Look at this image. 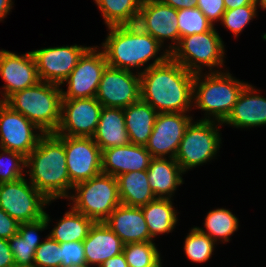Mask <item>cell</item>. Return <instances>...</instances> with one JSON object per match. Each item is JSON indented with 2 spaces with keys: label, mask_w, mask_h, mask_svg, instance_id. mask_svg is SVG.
<instances>
[{
  "label": "cell",
  "mask_w": 266,
  "mask_h": 267,
  "mask_svg": "<svg viewBox=\"0 0 266 267\" xmlns=\"http://www.w3.org/2000/svg\"><path fill=\"white\" fill-rule=\"evenodd\" d=\"M98 49L97 46L89 47L80 57L78 64L64 81L67 82L68 89H62V99L96 96L102 73L108 65L103 50Z\"/></svg>",
  "instance_id": "cell-11"
},
{
  "label": "cell",
  "mask_w": 266,
  "mask_h": 267,
  "mask_svg": "<svg viewBox=\"0 0 266 267\" xmlns=\"http://www.w3.org/2000/svg\"><path fill=\"white\" fill-rule=\"evenodd\" d=\"M19 223L0 208V238L10 239L18 233Z\"/></svg>",
  "instance_id": "cell-40"
},
{
  "label": "cell",
  "mask_w": 266,
  "mask_h": 267,
  "mask_svg": "<svg viewBox=\"0 0 266 267\" xmlns=\"http://www.w3.org/2000/svg\"><path fill=\"white\" fill-rule=\"evenodd\" d=\"M224 43L213 27L210 31L193 34L180 38L178 45L169 53V56L186 70L196 74L202 73L204 67L210 72H220L224 66Z\"/></svg>",
  "instance_id": "cell-7"
},
{
  "label": "cell",
  "mask_w": 266,
  "mask_h": 267,
  "mask_svg": "<svg viewBox=\"0 0 266 267\" xmlns=\"http://www.w3.org/2000/svg\"><path fill=\"white\" fill-rule=\"evenodd\" d=\"M77 44L71 46L49 47L33 50L40 81L65 84L64 81L78 64L80 57L88 49Z\"/></svg>",
  "instance_id": "cell-15"
},
{
  "label": "cell",
  "mask_w": 266,
  "mask_h": 267,
  "mask_svg": "<svg viewBox=\"0 0 266 267\" xmlns=\"http://www.w3.org/2000/svg\"><path fill=\"white\" fill-rule=\"evenodd\" d=\"M99 267H129V265L127 264L125 255L122 252L106 260Z\"/></svg>",
  "instance_id": "cell-43"
},
{
  "label": "cell",
  "mask_w": 266,
  "mask_h": 267,
  "mask_svg": "<svg viewBox=\"0 0 266 267\" xmlns=\"http://www.w3.org/2000/svg\"><path fill=\"white\" fill-rule=\"evenodd\" d=\"M215 242L196 227L190 230L185 238L184 251L188 260L196 263L208 261L213 255Z\"/></svg>",
  "instance_id": "cell-32"
},
{
  "label": "cell",
  "mask_w": 266,
  "mask_h": 267,
  "mask_svg": "<svg viewBox=\"0 0 266 267\" xmlns=\"http://www.w3.org/2000/svg\"><path fill=\"white\" fill-rule=\"evenodd\" d=\"M104 223L124 244L154 242L150 236L141 207L118 205Z\"/></svg>",
  "instance_id": "cell-20"
},
{
  "label": "cell",
  "mask_w": 266,
  "mask_h": 267,
  "mask_svg": "<svg viewBox=\"0 0 266 267\" xmlns=\"http://www.w3.org/2000/svg\"><path fill=\"white\" fill-rule=\"evenodd\" d=\"M171 200L172 198H156L141 207L152 239L158 234H168L176 227L178 215Z\"/></svg>",
  "instance_id": "cell-28"
},
{
  "label": "cell",
  "mask_w": 266,
  "mask_h": 267,
  "mask_svg": "<svg viewBox=\"0 0 266 267\" xmlns=\"http://www.w3.org/2000/svg\"><path fill=\"white\" fill-rule=\"evenodd\" d=\"M26 168L30 183L49 201L70 196L74 185L67 171L64 136L43 134L26 157Z\"/></svg>",
  "instance_id": "cell-2"
},
{
  "label": "cell",
  "mask_w": 266,
  "mask_h": 267,
  "mask_svg": "<svg viewBox=\"0 0 266 267\" xmlns=\"http://www.w3.org/2000/svg\"><path fill=\"white\" fill-rule=\"evenodd\" d=\"M108 29L110 30L108 36L101 46L108 66L131 71V69L145 66L149 60L155 59L143 70L137 71L141 73L149 67L163 63L169 57L166 49L162 52L163 54L157 56L163 46L136 24L112 26Z\"/></svg>",
  "instance_id": "cell-3"
},
{
  "label": "cell",
  "mask_w": 266,
  "mask_h": 267,
  "mask_svg": "<svg viewBox=\"0 0 266 267\" xmlns=\"http://www.w3.org/2000/svg\"><path fill=\"white\" fill-rule=\"evenodd\" d=\"M43 134L21 113L13 111L4 102H0L1 149L16 151L27 157L37 146L38 140Z\"/></svg>",
  "instance_id": "cell-14"
},
{
  "label": "cell",
  "mask_w": 266,
  "mask_h": 267,
  "mask_svg": "<svg viewBox=\"0 0 266 267\" xmlns=\"http://www.w3.org/2000/svg\"><path fill=\"white\" fill-rule=\"evenodd\" d=\"M66 267H90L87 263H83V264H78V265H69Z\"/></svg>",
  "instance_id": "cell-47"
},
{
  "label": "cell",
  "mask_w": 266,
  "mask_h": 267,
  "mask_svg": "<svg viewBox=\"0 0 266 267\" xmlns=\"http://www.w3.org/2000/svg\"><path fill=\"white\" fill-rule=\"evenodd\" d=\"M101 103L95 98L62 99L61 120L55 134L93 137L98 126Z\"/></svg>",
  "instance_id": "cell-12"
},
{
  "label": "cell",
  "mask_w": 266,
  "mask_h": 267,
  "mask_svg": "<svg viewBox=\"0 0 266 267\" xmlns=\"http://www.w3.org/2000/svg\"><path fill=\"white\" fill-rule=\"evenodd\" d=\"M94 223V220L71 208L59 220L57 226L55 225L49 236L59 244L76 241L83 242Z\"/></svg>",
  "instance_id": "cell-29"
},
{
  "label": "cell",
  "mask_w": 266,
  "mask_h": 267,
  "mask_svg": "<svg viewBox=\"0 0 266 267\" xmlns=\"http://www.w3.org/2000/svg\"><path fill=\"white\" fill-rule=\"evenodd\" d=\"M152 159L145 146L128 144L102 150V173L117 177L132 171L147 170Z\"/></svg>",
  "instance_id": "cell-19"
},
{
  "label": "cell",
  "mask_w": 266,
  "mask_h": 267,
  "mask_svg": "<svg viewBox=\"0 0 266 267\" xmlns=\"http://www.w3.org/2000/svg\"><path fill=\"white\" fill-rule=\"evenodd\" d=\"M60 85L39 81L36 85L17 91L4 103L21 113L42 133H55L61 120L62 88Z\"/></svg>",
  "instance_id": "cell-4"
},
{
  "label": "cell",
  "mask_w": 266,
  "mask_h": 267,
  "mask_svg": "<svg viewBox=\"0 0 266 267\" xmlns=\"http://www.w3.org/2000/svg\"><path fill=\"white\" fill-rule=\"evenodd\" d=\"M163 4L169 5L174 9H188L196 7L197 0H160Z\"/></svg>",
  "instance_id": "cell-42"
},
{
  "label": "cell",
  "mask_w": 266,
  "mask_h": 267,
  "mask_svg": "<svg viewBox=\"0 0 266 267\" xmlns=\"http://www.w3.org/2000/svg\"><path fill=\"white\" fill-rule=\"evenodd\" d=\"M66 165L73 185L102 173V151L93 137L64 136Z\"/></svg>",
  "instance_id": "cell-13"
},
{
  "label": "cell",
  "mask_w": 266,
  "mask_h": 267,
  "mask_svg": "<svg viewBox=\"0 0 266 267\" xmlns=\"http://www.w3.org/2000/svg\"><path fill=\"white\" fill-rule=\"evenodd\" d=\"M257 5H246L239 8L226 10L221 18V24L229 29L235 37L256 16Z\"/></svg>",
  "instance_id": "cell-36"
},
{
  "label": "cell",
  "mask_w": 266,
  "mask_h": 267,
  "mask_svg": "<svg viewBox=\"0 0 266 267\" xmlns=\"http://www.w3.org/2000/svg\"><path fill=\"white\" fill-rule=\"evenodd\" d=\"M4 267H17L16 265H9V266H4Z\"/></svg>",
  "instance_id": "cell-49"
},
{
  "label": "cell",
  "mask_w": 266,
  "mask_h": 267,
  "mask_svg": "<svg viewBox=\"0 0 266 267\" xmlns=\"http://www.w3.org/2000/svg\"><path fill=\"white\" fill-rule=\"evenodd\" d=\"M50 217L45 211L44 217L39 220L21 223L18 233L8 239L17 267H34V257L40 242L38 232L47 229Z\"/></svg>",
  "instance_id": "cell-23"
},
{
  "label": "cell",
  "mask_w": 266,
  "mask_h": 267,
  "mask_svg": "<svg viewBox=\"0 0 266 267\" xmlns=\"http://www.w3.org/2000/svg\"><path fill=\"white\" fill-rule=\"evenodd\" d=\"M204 226L206 228H196L203 234L208 235L215 243L230 241V236L237 231L239 226L238 218L228 209L217 208L207 213ZM219 238V239H218Z\"/></svg>",
  "instance_id": "cell-31"
},
{
  "label": "cell",
  "mask_w": 266,
  "mask_h": 267,
  "mask_svg": "<svg viewBox=\"0 0 266 267\" xmlns=\"http://www.w3.org/2000/svg\"><path fill=\"white\" fill-rule=\"evenodd\" d=\"M136 25L162 46L166 39H171L174 45L167 47L169 53L179 43L178 10L160 0H142Z\"/></svg>",
  "instance_id": "cell-16"
},
{
  "label": "cell",
  "mask_w": 266,
  "mask_h": 267,
  "mask_svg": "<svg viewBox=\"0 0 266 267\" xmlns=\"http://www.w3.org/2000/svg\"><path fill=\"white\" fill-rule=\"evenodd\" d=\"M107 27L135 25L142 0H94Z\"/></svg>",
  "instance_id": "cell-30"
},
{
  "label": "cell",
  "mask_w": 266,
  "mask_h": 267,
  "mask_svg": "<svg viewBox=\"0 0 266 267\" xmlns=\"http://www.w3.org/2000/svg\"><path fill=\"white\" fill-rule=\"evenodd\" d=\"M226 10L239 8L246 5H256L255 0H224Z\"/></svg>",
  "instance_id": "cell-44"
},
{
  "label": "cell",
  "mask_w": 266,
  "mask_h": 267,
  "mask_svg": "<svg viewBox=\"0 0 266 267\" xmlns=\"http://www.w3.org/2000/svg\"><path fill=\"white\" fill-rule=\"evenodd\" d=\"M194 76L169 56L140 73L141 100L158 113H187L194 106Z\"/></svg>",
  "instance_id": "cell-1"
},
{
  "label": "cell",
  "mask_w": 266,
  "mask_h": 267,
  "mask_svg": "<svg viewBox=\"0 0 266 267\" xmlns=\"http://www.w3.org/2000/svg\"><path fill=\"white\" fill-rule=\"evenodd\" d=\"M61 267L86 263L83 242L60 243Z\"/></svg>",
  "instance_id": "cell-38"
},
{
  "label": "cell",
  "mask_w": 266,
  "mask_h": 267,
  "mask_svg": "<svg viewBox=\"0 0 266 267\" xmlns=\"http://www.w3.org/2000/svg\"><path fill=\"white\" fill-rule=\"evenodd\" d=\"M196 7L205 15L207 20L214 26L215 22L221 21L226 11L224 0H197Z\"/></svg>",
  "instance_id": "cell-39"
},
{
  "label": "cell",
  "mask_w": 266,
  "mask_h": 267,
  "mask_svg": "<svg viewBox=\"0 0 266 267\" xmlns=\"http://www.w3.org/2000/svg\"><path fill=\"white\" fill-rule=\"evenodd\" d=\"M95 98L103 107L126 108L141 99L140 73L106 66Z\"/></svg>",
  "instance_id": "cell-10"
},
{
  "label": "cell",
  "mask_w": 266,
  "mask_h": 267,
  "mask_svg": "<svg viewBox=\"0 0 266 267\" xmlns=\"http://www.w3.org/2000/svg\"><path fill=\"white\" fill-rule=\"evenodd\" d=\"M202 75L203 73H196L194 76L193 102L198 109L205 112L203 120L223 123L247 83L235 79L229 71H214Z\"/></svg>",
  "instance_id": "cell-5"
},
{
  "label": "cell",
  "mask_w": 266,
  "mask_h": 267,
  "mask_svg": "<svg viewBox=\"0 0 266 267\" xmlns=\"http://www.w3.org/2000/svg\"><path fill=\"white\" fill-rule=\"evenodd\" d=\"M193 120L186 113H158L145 148L152 158H174L188 124Z\"/></svg>",
  "instance_id": "cell-17"
},
{
  "label": "cell",
  "mask_w": 266,
  "mask_h": 267,
  "mask_svg": "<svg viewBox=\"0 0 266 267\" xmlns=\"http://www.w3.org/2000/svg\"><path fill=\"white\" fill-rule=\"evenodd\" d=\"M83 245L86 263L99 267L106 260L122 253L125 244L104 222H95Z\"/></svg>",
  "instance_id": "cell-22"
},
{
  "label": "cell",
  "mask_w": 266,
  "mask_h": 267,
  "mask_svg": "<svg viewBox=\"0 0 266 267\" xmlns=\"http://www.w3.org/2000/svg\"><path fill=\"white\" fill-rule=\"evenodd\" d=\"M0 151H3L0 154V183L13 182L26 176L23 174L26 168V157L23 154L1 148Z\"/></svg>",
  "instance_id": "cell-35"
},
{
  "label": "cell",
  "mask_w": 266,
  "mask_h": 267,
  "mask_svg": "<svg viewBox=\"0 0 266 267\" xmlns=\"http://www.w3.org/2000/svg\"><path fill=\"white\" fill-rule=\"evenodd\" d=\"M116 179L121 204L142 207L156 199L148 181L147 170L127 172Z\"/></svg>",
  "instance_id": "cell-27"
},
{
  "label": "cell",
  "mask_w": 266,
  "mask_h": 267,
  "mask_svg": "<svg viewBox=\"0 0 266 267\" xmlns=\"http://www.w3.org/2000/svg\"><path fill=\"white\" fill-rule=\"evenodd\" d=\"M255 4L266 10V0H255Z\"/></svg>",
  "instance_id": "cell-46"
},
{
  "label": "cell",
  "mask_w": 266,
  "mask_h": 267,
  "mask_svg": "<svg viewBox=\"0 0 266 267\" xmlns=\"http://www.w3.org/2000/svg\"><path fill=\"white\" fill-rule=\"evenodd\" d=\"M93 140L101 151L130 144L123 108L102 107Z\"/></svg>",
  "instance_id": "cell-24"
},
{
  "label": "cell",
  "mask_w": 266,
  "mask_h": 267,
  "mask_svg": "<svg viewBox=\"0 0 266 267\" xmlns=\"http://www.w3.org/2000/svg\"><path fill=\"white\" fill-rule=\"evenodd\" d=\"M12 0H0V21L6 18L7 14L12 9Z\"/></svg>",
  "instance_id": "cell-45"
},
{
  "label": "cell",
  "mask_w": 266,
  "mask_h": 267,
  "mask_svg": "<svg viewBox=\"0 0 266 267\" xmlns=\"http://www.w3.org/2000/svg\"><path fill=\"white\" fill-rule=\"evenodd\" d=\"M162 262H161V258L154 264L152 265L151 267H162Z\"/></svg>",
  "instance_id": "cell-48"
},
{
  "label": "cell",
  "mask_w": 266,
  "mask_h": 267,
  "mask_svg": "<svg viewBox=\"0 0 266 267\" xmlns=\"http://www.w3.org/2000/svg\"><path fill=\"white\" fill-rule=\"evenodd\" d=\"M72 207L95 222H104L111 212L121 204L117 179L100 173L93 178L73 186Z\"/></svg>",
  "instance_id": "cell-6"
},
{
  "label": "cell",
  "mask_w": 266,
  "mask_h": 267,
  "mask_svg": "<svg viewBox=\"0 0 266 267\" xmlns=\"http://www.w3.org/2000/svg\"><path fill=\"white\" fill-rule=\"evenodd\" d=\"M123 254L129 267H151L161 258L153 242L127 243Z\"/></svg>",
  "instance_id": "cell-33"
},
{
  "label": "cell",
  "mask_w": 266,
  "mask_h": 267,
  "mask_svg": "<svg viewBox=\"0 0 266 267\" xmlns=\"http://www.w3.org/2000/svg\"><path fill=\"white\" fill-rule=\"evenodd\" d=\"M218 125L223 124L203 119L196 122L191 120L188 124L175 156L183 172L202 165L216 156L221 144Z\"/></svg>",
  "instance_id": "cell-8"
},
{
  "label": "cell",
  "mask_w": 266,
  "mask_h": 267,
  "mask_svg": "<svg viewBox=\"0 0 266 267\" xmlns=\"http://www.w3.org/2000/svg\"><path fill=\"white\" fill-rule=\"evenodd\" d=\"M25 178L0 183V208L19 224L44 217L51 202Z\"/></svg>",
  "instance_id": "cell-9"
},
{
  "label": "cell",
  "mask_w": 266,
  "mask_h": 267,
  "mask_svg": "<svg viewBox=\"0 0 266 267\" xmlns=\"http://www.w3.org/2000/svg\"><path fill=\"white\" fill-rule=\"evenodd\" d=\"M123 109L130 143L145 146L151 136L158 112L141 99Z\"/></svg>",
  "instance_id": "cell-26"
},
{
  "label": "cell",
  "mask_w": 266,
  "mask_h": 267,
  "mask_svg": "<svg viewBox=\"0 0 266 267\" xmlns=\"http://www.w3.org/2000/svg\"><path fill=\"white\" fill-rule=\"evenodd\" d=\"M214 26L199 8L178 9V29L180 38L210 31Z\"/></svg>",
  "instance_id": "cell-34"
},
{
  "label": "cell",
  "mask_w": 266,
  "mask_h": 267,
  "mask_svg": "<svg viewBox=\"0 0 266 267\" xmlns=\"http://www.w3.org/2000/svg\"><path fill=\"white\" fill-rule=\"evenodd\" d=\"M15 265L13 253L11 252L7 239L0 238V267Z\"/></svg>",
  "instance_id": "cell-41"
},
{
  "label": "cell",
  "mask_w": 266,
  "mask_h": 267,
  "mask_svg": "<svg viewBox=\"0 0 266 267\" xmlns=\"http://www.w3.org/2000/svg\"><path fill=\"white\" fill-rule=\"evenodd\" d=\"M182 171L174 158H152L147 169L148 181L156 198L171 199L183 184Z\"/></svg>",
  "instance_id": "cell-25"
},
{
  "label": "cell",
  "mask_w": 266,
  "mask_h": 267,
  "mask_svg": "<svg viewBox=\"0 0 266 267\" xmlns=\"http://www.w3.org/2000/svg\"><path fill=\"white\" fill-rule=\"evenodd\" d=\"M34 267H61V246L49 235L35 251Z\"/></svg>",
  "instance_id": "cell-37"
},
{
  "label": "cell",
  "mask_w": 266,
  "mask_h": 267,
  "mask_svg": "<svg viewBox=\"0 0 266 267\" xmlns=\"http://www.w3.org/2000/svg\"><path fill=\"white\" fill-rule=\"evenodd\" d=\"M247 83L240 92L233 110L222 124L236 128L266 125V98Z\"/></svg>",
  "instance_id": "cell-21"
},
{
  "label": "cell",
  "mask_w": 266,
  "mask_h": 267,
  "mask_svg": "<svg viewBox=\"0 0 266 267\" xmlns=\"http://www.w3.org/2000/svg\"><path fill=\"white\" fill-rule=\"evenodd\" d=\"M0 76L6 83L3 86L5 90L0 102H4L13 93L32 87L40 81L31 51L17 55L3 49L0 55Z\"/></svg>",
  "instance_id": "cell-18"
}]
</instances>
